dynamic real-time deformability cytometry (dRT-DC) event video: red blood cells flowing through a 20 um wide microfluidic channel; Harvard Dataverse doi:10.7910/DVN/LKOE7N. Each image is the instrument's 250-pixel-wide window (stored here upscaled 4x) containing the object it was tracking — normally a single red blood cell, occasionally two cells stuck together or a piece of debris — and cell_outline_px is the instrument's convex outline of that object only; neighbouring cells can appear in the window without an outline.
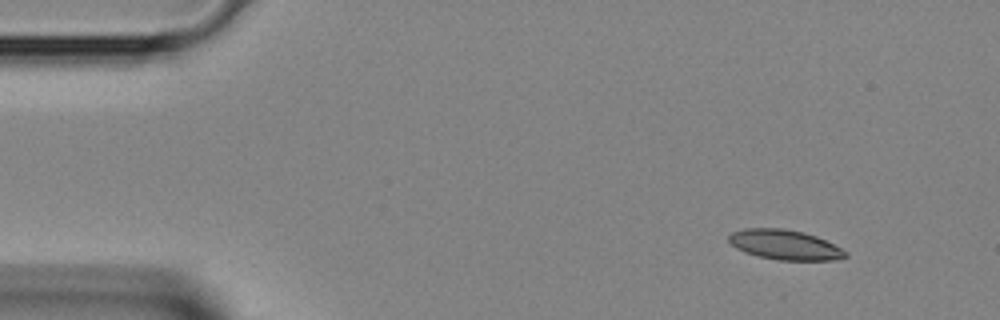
{"species": "Egyptian fruit bat (a non-hibernating species)", "species_latin": "Rousettus aegyptiacus", "temperature_condition": "room temperature", "stored_images_in_passage": 2, "camera_frame_rate_fps": 3000, "um_per_image_px": 0.085, "animal": {"sex": "female"}, "frame": {"image": 1, "passage_image": 1, "time_ms": 0.0, "image_size_px": [1000, 320], "cell_outline_px": [[848, 256], [836, 260], [780, 260], [760, 256], [744, 252], [736, 248], [728, 240], [728, 236], [732, 232], [744, 228], [784, 228], [804, 232], [816, 236], [848, 252]], "centroid_in_image_um": [66.7, 20.8], "position_along_channel_um": 18.3, "area_um2": 20.23}}